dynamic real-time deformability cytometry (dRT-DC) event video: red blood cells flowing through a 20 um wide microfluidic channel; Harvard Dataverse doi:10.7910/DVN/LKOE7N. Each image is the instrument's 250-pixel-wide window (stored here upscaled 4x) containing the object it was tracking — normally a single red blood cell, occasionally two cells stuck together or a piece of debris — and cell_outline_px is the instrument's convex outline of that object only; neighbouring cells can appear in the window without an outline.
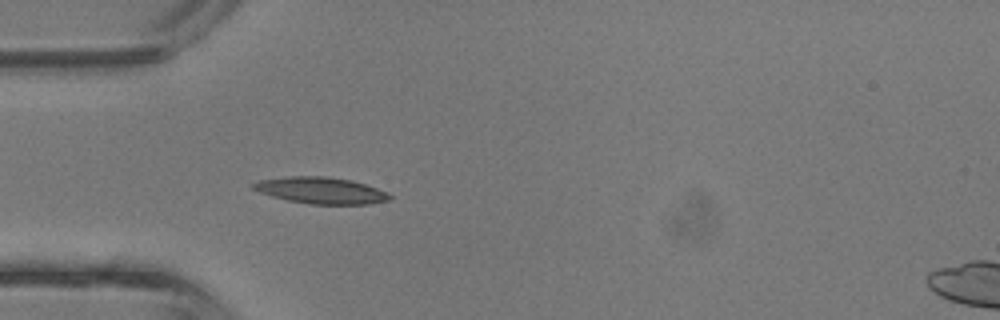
{"species": "common noctule bat (a hibernating species)", "species_latin": "Nyctalus noctula", "temperature_condition": "room temperature", "stored_images_in_passage": 4, "camera_frame_rate_fps": 3000, "um_per_image_px": 0.085, "animal": {"sex": "male", "body_mass_g": 13.3}, "frame": {"image": 1, "passage_image": 3, "time_ms": 0.667, "image_size_px": [1000, 320], "cell_outline_px": [[392, 200], [368, 204], [308, 204], [288, 200], [272, 196], [260, 192], [252, 188], [252, 184], [260, 180], [288, 176], [328, 176], [352, 180], [388, 192], [392, 196]], "centroid_in_image_um": [27.31, 16.19], "position_along_channel_um": 57.7, "area_um2": 21.1}}